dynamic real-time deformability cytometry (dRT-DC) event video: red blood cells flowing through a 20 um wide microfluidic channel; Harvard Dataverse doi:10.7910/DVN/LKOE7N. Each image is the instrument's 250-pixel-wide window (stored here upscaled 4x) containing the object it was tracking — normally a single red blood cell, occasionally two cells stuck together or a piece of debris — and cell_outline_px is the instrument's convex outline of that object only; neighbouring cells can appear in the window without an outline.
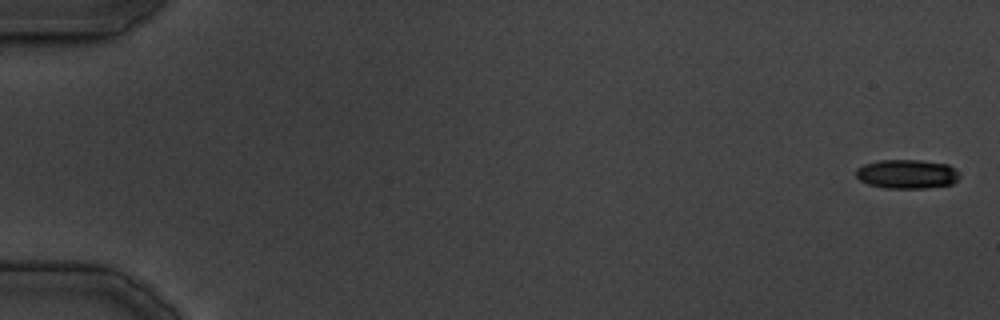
{"species": "common noctule bat (a hibernating species)", "species_latin": "Nyctalus noctula", "temperature_condition": "cold", "stored_images_in_passage": 35, "camera_frame_rate_fps": 3000, "um_per_image_px": 0.085, "animal": {"sex": "male", "body_mass_g": 19.5, "forearm_length_mm": 54.6}, "frame": {"image": 1, "passage_image": 1, "time_ms": 0.0, "image_size_px": [1000, 320], "cell_outline_px": [[960, 176], [952, 184], [924, 188], [884, 188], [868, 184], [860, 180], [856, 176], [856, 168], [864, 164], [876, 160], [920, 160], [948, 164], [960, 172]], "centroid_in_image_um": [77.08, 14.78], "position_along_channel_um": 7.9, "area_um2": 17.69}}